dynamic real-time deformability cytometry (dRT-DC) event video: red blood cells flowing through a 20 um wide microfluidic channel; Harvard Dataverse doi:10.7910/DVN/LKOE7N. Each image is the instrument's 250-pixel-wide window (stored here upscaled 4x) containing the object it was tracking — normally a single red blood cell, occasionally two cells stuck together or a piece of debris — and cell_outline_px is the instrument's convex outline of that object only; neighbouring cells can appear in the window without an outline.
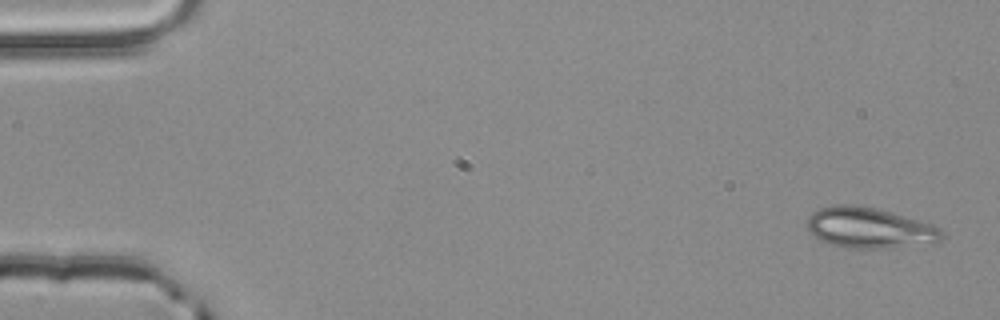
{"species": "common noctule bat (a hibernating species)", "species_latin": "Nyctalus noctula", "temperature_condition": "room temperature", "stored_images_in_passage": 3, "camera_frame_rate_fps": 3000, "um_per_image_px": 0.085, "animal": {"sex": "male", "body_mass_g": 20.4}, "frame": {"image": 1, "passage_image": 1, "time_ms": 0.0, "image_size_px": [1000, 320], "cell_outline_px": [[944, 236], [940, 240], [932, 244], [884, 248], [852, 248], [832, 244], [820, 240], [808, 232], [804, 220], [812, 212], [820, 208], [836, 204], [852, 204], [876, 208], [932, 224], [940, 228], [944, 232]], "centroid_in_image_um": [73.88, 19.36], "position_along_channel_um": 11.1, "area_um2": 32.19}}